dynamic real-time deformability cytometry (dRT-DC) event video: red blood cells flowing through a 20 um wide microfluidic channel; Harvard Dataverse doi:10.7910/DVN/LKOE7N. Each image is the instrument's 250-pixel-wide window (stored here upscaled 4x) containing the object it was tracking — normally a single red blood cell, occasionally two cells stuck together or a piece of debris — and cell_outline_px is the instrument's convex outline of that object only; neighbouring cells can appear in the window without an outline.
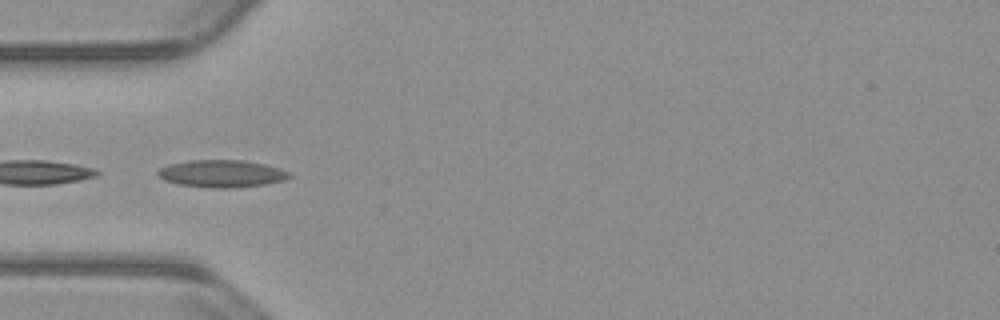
{"species": "common noctule bat (a hibernating species)", "species_latin": "Nyctalus noctula", "temperature_condition": "warm", "stored_images_in_passage": 33, "camera_frame_rate_fps": 3000, "um_per_image_px": 0.085, "animal": {"sex": "male", "body_mass_g": 23.1, "forearm_length_mm": 52.7}, "frame": {"image": 1, "passage_image": 11, "time_ms": 3.333, "image_size_px": [1000, 320], "cell_outline_px": [[292, 176], [284, 180], [264, 184], [236, 188], [208, 188], [176, 184], [164, 180], [156, 172], [160, 168], [168, 164], [188, 160], [244, 160], [264, 164], [288, 172]], "centroid_in_image_um": [18.8, 14.76], "position_along_channel_um": 66.2, "area_um2": 20.98}}
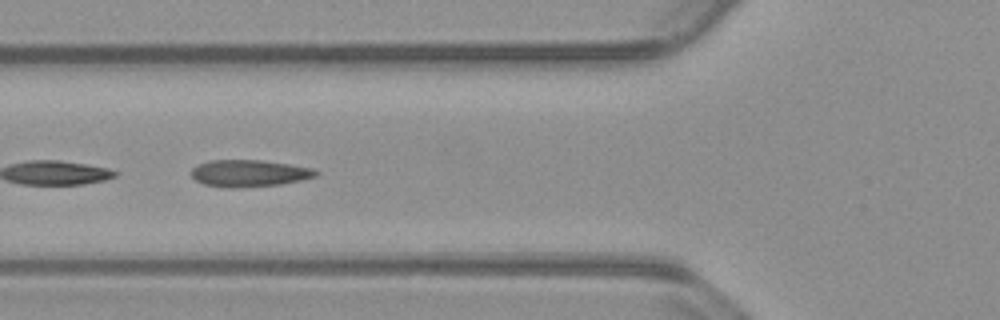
{"frame": {"image": 2, "passage_image": 14, "time_ms": 4.333, "image_size_px": [1000, 320], "cell_outline_px": [[320, 172], [316, 176], [300, 180], [280, 184], [232, 188], [228, 188], [204, 184], [196, 180], [192, 176], [192, 168], [196, 164], [208, 160], [260, 160], [288, 164], [312, 168]], "centroid_in_image_um": [21.15, 14.72], "position_along_channel_um": 104.7, "area_um2": 19.42}}